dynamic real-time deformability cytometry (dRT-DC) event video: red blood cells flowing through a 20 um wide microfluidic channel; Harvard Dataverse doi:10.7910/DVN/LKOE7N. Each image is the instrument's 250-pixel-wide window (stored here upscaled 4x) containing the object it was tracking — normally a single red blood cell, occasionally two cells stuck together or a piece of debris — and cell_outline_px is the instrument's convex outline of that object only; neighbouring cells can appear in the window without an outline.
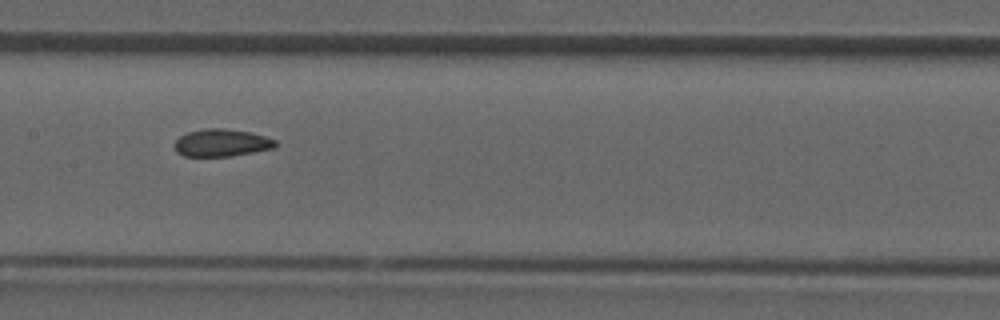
{"species": "common noctule bat (a hibernating species)", "species_latin": "Nyctalus noctula", "temperature_condition": "room temperature", "stored_images_in_passage": 38, "camera_frame_rate_fps": 3000, "um_per_image_px": 0.085, "animal": {"sex": "male", "forearm_length_mm": 52.5}, "frame": {"image": 1, "passage_image": 17, "time_ms": 5.333, "image_size_px": [1000, 320], "cell_outline_px": [[276, 148], [232, 156], [184, 156], [176, 152], [172, 144], [180, 136], [188, 132], [208, 128], [224, 128], [248, 132], [264, 136], [276, 140]], "centroid_in_image_um": [18.81, 12.15], "position_along_channel_um": 188.6, "area_um2": 16.18}}
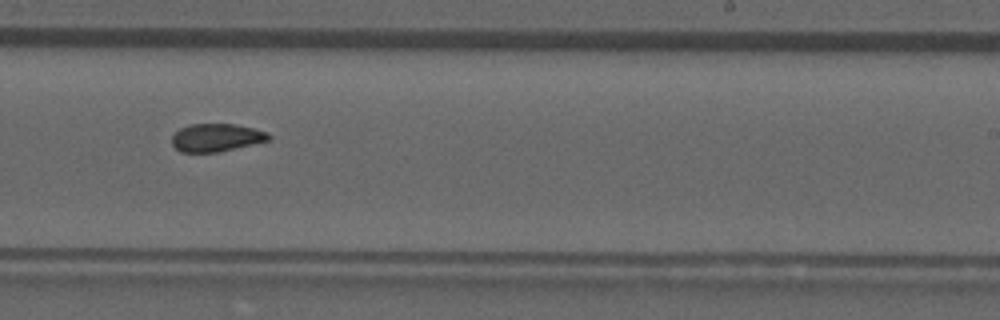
{"frame": {"image": 2, "passage_image": 22, "time_ms": 7.0, "image_size_px": [1000, 320], "cell_outline_px": [[272, 140], [220, 152], [180, 152], [172, 144], [172, 136], [180, 128], [188, 124], [236, 124], [268, 132], [272, 136]], "centroid_in_image_um": [18.43, 11.7], "position_along_channel_um": 270.6, "area_um2": 15.95}}